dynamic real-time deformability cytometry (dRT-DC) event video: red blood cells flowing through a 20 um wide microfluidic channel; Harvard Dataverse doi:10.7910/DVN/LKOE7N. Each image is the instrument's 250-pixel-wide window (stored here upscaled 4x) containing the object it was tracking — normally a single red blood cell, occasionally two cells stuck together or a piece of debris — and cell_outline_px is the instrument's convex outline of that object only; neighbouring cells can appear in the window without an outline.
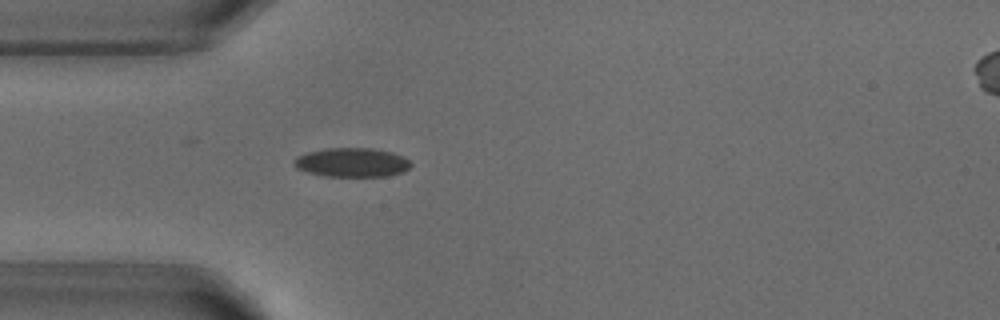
{"species": "common noctule bat (a hibernating species)", "species_latin": "Nyctalus noctula", "temperature_condition": "warm", "stored_images_in_passage": 40, "camera_frame_rate_fps": 3000, "um_per_image_px": 0.085, "animal": {"sex": "male", "body_mass_g": 18.8}, "frame": {"image": 1, "passage_image": 2, "time_ms": 0.333, "image_size_px": [1000, 320], "cell_outline_px": [[412, 164], [404, 172], [388, 176], [324, 176], [308, 172], [296, 168], [292, 164], [292, 160], [296, 156], [308, 152], [324, 148], [372, 148], [392, 152], [404, 156]], "centroid_in_image_um": [29.9, 13.8], "position_along_channel_um": 55.1, "area_um2": 20.0}}
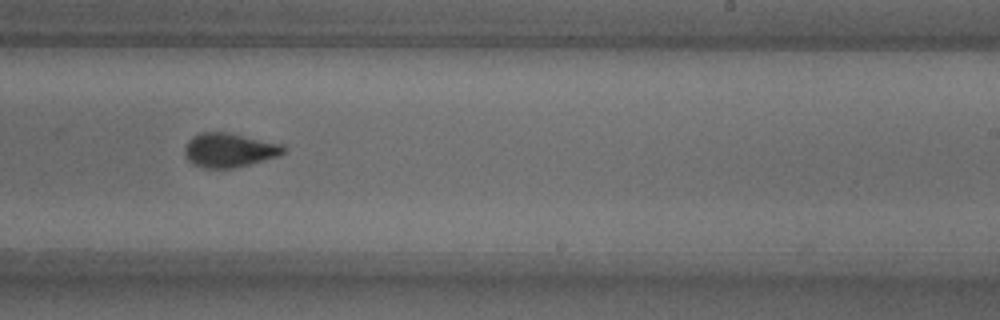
{"frame": {"image": 2, "passage_image": 19, "time_ms": 6.0, "image_size_px": [1000, 320], "cell_outline_px": [[284, 152], [276, 156], [264, 160], [232, 168], [204, 168], [192, 164], [184, 156], [184, 148], [188, 140], [192, 136], [200, 132], [228, 132], [284, 144]], "centroid_in_image_um": [19.43, 12.75], "position_along_channel_um": 269.6, "area_um2": 19.71}}
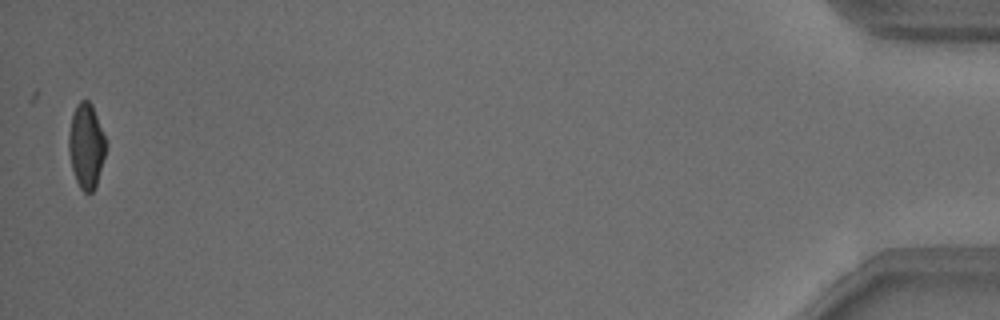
{"frame": {"image": 3, "passage_image": 39, "time_ms": 12.667, "image_size_px": [1000, 320], "cell_outline_px": [[108, 144], [96, 184], [92, 192], [84, 192], [80, 188], [76, 180], [72, 168], [68, 152], [68, 136], [72, 112], [76, 104], [80, 100], [88, 100], [92, 104]], "centroid_in_image_um": [7.32, 12.36], "position_along_channel_um": 427.9, "area_um2": 18.5}}